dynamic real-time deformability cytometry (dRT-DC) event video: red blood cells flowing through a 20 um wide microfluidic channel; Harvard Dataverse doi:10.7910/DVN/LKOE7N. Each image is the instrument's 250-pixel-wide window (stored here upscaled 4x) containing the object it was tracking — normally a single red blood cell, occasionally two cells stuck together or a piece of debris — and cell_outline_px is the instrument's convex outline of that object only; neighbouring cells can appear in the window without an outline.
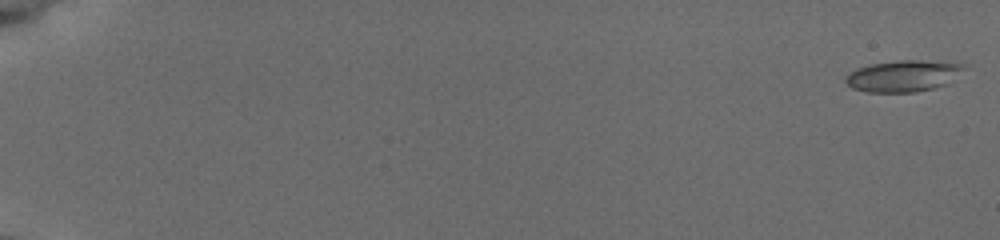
{"species": "common noctule bat (a hibernating species)", "species_latin": "Nyctalus noctula", "temperature_condition": "cold", "stored_images_in_passage": 57, "camera_frame_rate_fps": 3000, "um_per_image_px": 0.085, "animal": {"sex": "female", "body_mass_g": 19.5, "forearm_length_mm": 54.1}, "frame": {"image": 1, "passage_image": 1, "time_ms": 0.0, "image_size_px": [1000, 240], "cell_outline_px": [[964, 68], [948, 84], [916, 92], [868, 92], [852, 88], [844, 80], [856, 68], [868, 64], [900, 60], [920, 60], [964, 64]], "centroid_in_image_um": [76.76, 6.45], "position_along_channel_um": 8.2, "area_um2": 21.44}}
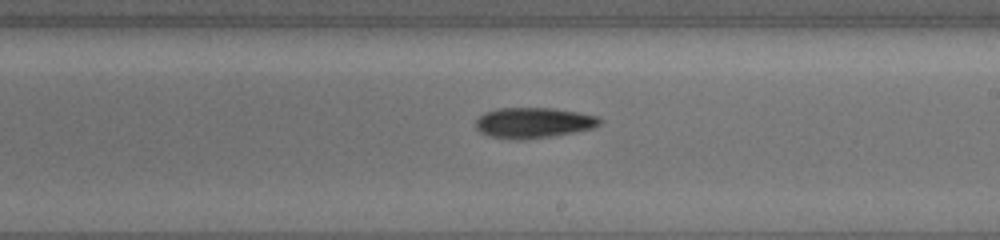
{"frame": {"image": 2, "passage_image": 36, "time_ms": 11.667, "image_size_px": [1000, 240], "cell_outline_px": [[604, 120], [600, 124], [592, 128], [572, 132], [548, 136], [520, 140], [516, 140], [488, 136], [480, 132], [476, 128], [476, 120], [484, 112], [500, 108], [552, 108], [580, 112], [600, 116]], "centroid_in_image_um": [45.36, 10.42], "position_along_channel_um": 243.6, "area_um2": 22.08}}
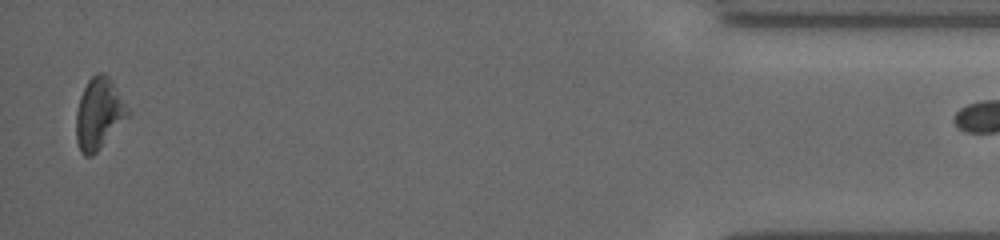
{"frame": {"image": 3, "passage_image": 56, "time_ms": 18.333, "image_size_px": [1000, 240], "cell_outline_px": [[128, 116], [100, 148], [92, 156], [84, 156], [80, 152], [76, 140], [76, 112], [80, 96], [88, 80], [96, 72], [104, 72], [108, 76], [128, 108]], "centroid_in_image_um": [8.36, 9.66], "position_along_channel_um": 426.8, "area_um2": 21.1}}